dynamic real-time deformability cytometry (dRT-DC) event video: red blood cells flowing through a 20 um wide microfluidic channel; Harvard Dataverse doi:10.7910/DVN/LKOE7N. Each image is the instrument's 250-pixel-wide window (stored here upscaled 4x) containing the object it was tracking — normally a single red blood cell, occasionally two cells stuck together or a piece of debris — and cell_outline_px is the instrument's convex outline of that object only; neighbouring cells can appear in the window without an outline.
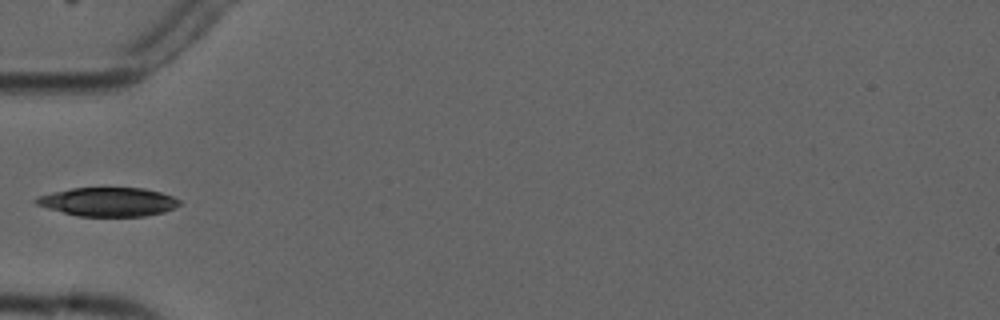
{"species": "common noctule bat (a hibernating species)", "species_latin": "Nyctalus noctula", "temperature_condition": "cold", "stored_images_in_passage": 6, "camera_frame_rate_fps": 3000, "um_per_image_px": 0.085, "animal": {"sex": "male", "forearm_length_mm": 52.5}, "frame": {"image": 1, "passage_image": 6, "time_ms": 6.0, "image_size_px": [1000, 320], "cell_outline_px": [[180, 204], [164, 212], [144, 216], [76, 216], [48, 208], [36, 204], [32, 200], [40, 196], [52, 192], [72, 188], [144, 188], [160, 192], [172, 196], [180, 200]], "centroid_in_image_um": [9.19, 17.16], "position_along_channel_um": 75.8, "area_um2": 23.93}}